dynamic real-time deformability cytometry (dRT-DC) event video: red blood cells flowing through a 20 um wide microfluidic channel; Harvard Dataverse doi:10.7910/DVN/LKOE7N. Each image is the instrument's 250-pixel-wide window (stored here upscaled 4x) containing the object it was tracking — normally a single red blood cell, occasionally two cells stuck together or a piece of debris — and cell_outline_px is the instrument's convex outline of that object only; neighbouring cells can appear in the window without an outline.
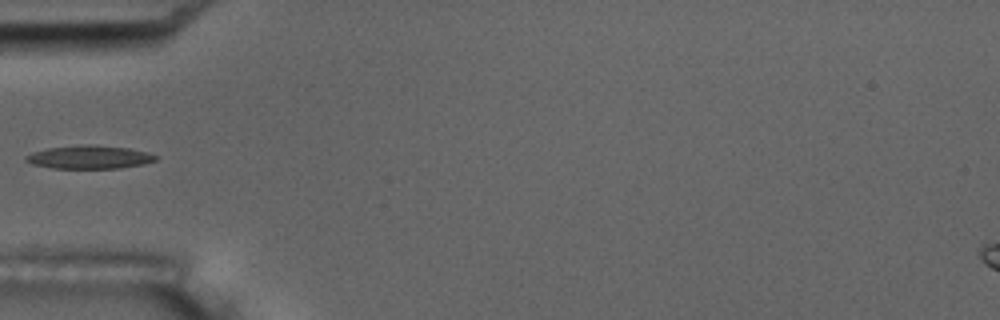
{"species": "common noctule bat (a hibernating species)", "species_latin": "Nyctalus noctula", "temperature_condition": "room temperature", "stored_images_in_passage": 4, "camera_frame_rate_fps": 3000, "um_per_image_px": 0.085, "animal": {"sex": "male", "body_mass_g": 17.5, "forearm_length_mm": 52.3}, "frame": {"image": 1, "passage_image": 4, "time_ms": 3.333, "image_size_px": [1000, 320], "cell_outline_px": [[160, 156], [156, 160], [144, 164], [120, 168], [52, 168], [32, 164], [24, 160], [24, 156], [32, 152], [48, 148], [84, 144], [88, 144], [128, 148], [148, 152]], "centroid_in_image_um": [7.61, 13.35], "position_along_channel_um": 77.4, "area_um2": 17.69}}